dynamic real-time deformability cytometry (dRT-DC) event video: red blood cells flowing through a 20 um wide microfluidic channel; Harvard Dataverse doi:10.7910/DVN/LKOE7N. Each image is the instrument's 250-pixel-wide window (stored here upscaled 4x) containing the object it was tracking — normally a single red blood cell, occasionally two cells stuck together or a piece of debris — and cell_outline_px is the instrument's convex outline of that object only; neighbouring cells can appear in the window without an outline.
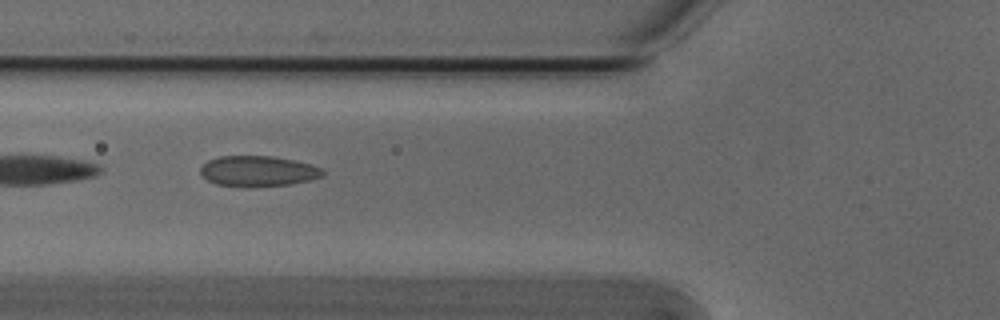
{"species": "Egyptian fruit bat (a non-hibernating species)", "species_latin": "Rousettus aegyptiacus", "temperature_condition": "cold", "stored_images_in_passage": 6, "camera_frame_rate_fps": 3000, "um_per_image_px": 0.085, "animal": {"sex": "male"}, "frame": {"image": 1, "passage_image": 2, "time_ms": 0.333, "image_size_px": [1000, 320], "cell_outline_px": [[324, 176], [308, 180], [288, 184], [248, 188], [216, 184], [208, 180], [200, 172], [200, 168], [208, 160], [220, 156], [272, 156], [296, 160], [312, 164], [324, 168]], "centroid_in_image_um": [21.96, 14.55], "position_along_channel_um": 103.8, "area_um2": 22.02}}
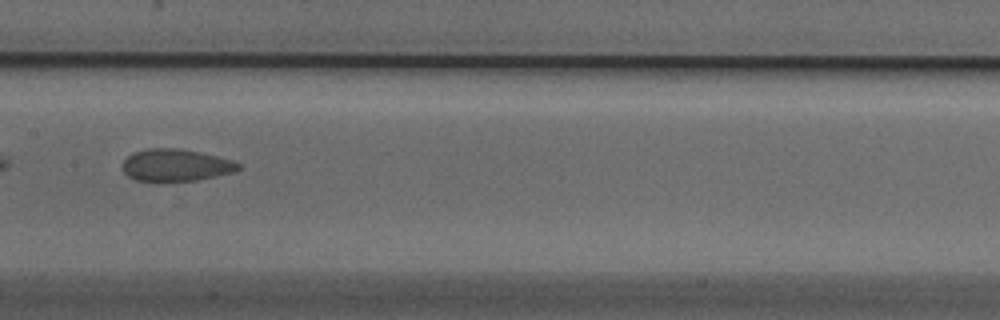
{"frame": {"image": 2, "passage_image": 4, "time_ms": 1.0, "image_size_px": [1000, 320], "cell_outline_px": [[244, 168], [236, 172], [196, 180], [164, 184], [160, 184], [136, 180], [128, 176], [124, 172], [124, 160], [132, 152], [148, 148], [176, 148], [200, 152], [232, 160], [240, 164]], "centroid_in_image_um": [14.95, 14.08], "position_along_channel_um": 192.4, "area_um2": 22.43}}
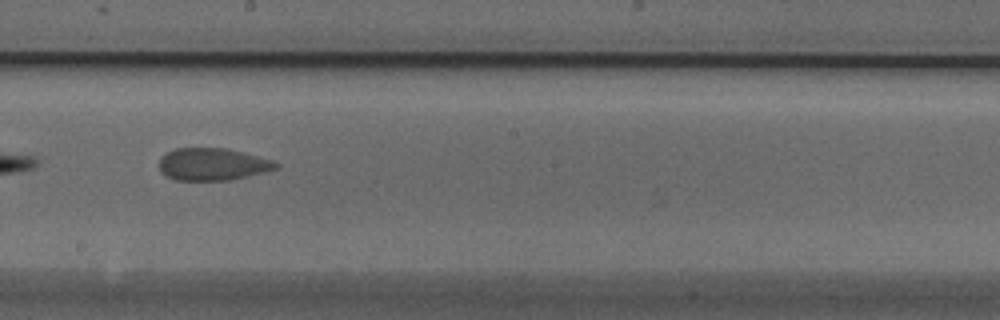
{"frame": {"image": 3, "passage_image": 5, "time_ms": 1.333, "image_size_px": [1000, 320], "cell_outline_px": [[280, 168], [248, 176], [228, 180], [176, 180], [164, 176], [160, 172], [160, 156], [176, 148], [228, 148], [272, 160], [280, 164]], "centroid_in_image_um": [18.07, 13.96], "position_along_channel_um": 230.1, "area_um2": 22.08}}